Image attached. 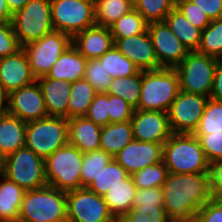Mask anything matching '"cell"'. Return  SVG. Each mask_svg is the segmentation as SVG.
Segmentation results:
<instances>
[{"instance_id":"cell-24","label":"cell","mask_w":222,"mask_h":222,"mask_svg":"<svg viewBox=\"0 0 222 222\" xmlns=\"http://www.w3.org/2000/svg\"><path fill=\"white\" fill-rule=\"evenodd\" d=\"M27 122L6 114L0 117V151L7 157L25 147Z\"/></svg>"},{"instance_id":"cell-27","label":"cell","mask_w":222,"mask_h":222,"mask_svg":"<svg viewBox=\"0 0 222 222\" xmlns=\"http://www.w3.org/2000/svg\"><path fill=\"white\" fill-rule=\"evenodd\" d=\"M133 139L131 121L110 123L101 128L100 149L114 157Z\"/></svg>"},{"instance_id":"cell-56","label":"cell","mask_w":222,"mask_h":222,"mask_svg":"<svg viewBox=\"0 0 222 222\" xmlns=\"http://www.w3.org/2000/svg\"><path fill=\"white\" fill-rule=\"evenodd\" d=\"M191 222H201L197 218H194Z\"/></svg>"},{"instance_id":"cell-22","label":"cell","mask_w":222,"mask_h":222,"mask_svg":"<svg viewBox=\"0 0 222 222\" xmlns=\"http://www.w3.org/2000/svg\"><path fill=\"white\" fill-rule=\"evenodd\" d=\"M101 126L85 116L68 119V144L82 153L100 149Z\"/></svg>"},{"instance_id":"cell-21","label":"cell","mask_w":222,"mask_h":222,"mask_svg":"<svg viewBox=\"0 0 222 222\" xmlns=\"http://www.w3.org/2000/svg\"><path fill=\"white\" fill-rule=\"evenodd\" d=\"M36 81L42 90L48 116L65 117L68 119L71 83L51 78H38Z\"/></svg>"},{"instance_id":"cell-13","label":"cell","mask_w":222,"mask_h":222,"mask_svg":"<svg viewBox=\"0 0 222 222\" xmlns=\"http://www.w3.org/2000/svg\"><path fill=\"white\" fill-rule=\"evenodd\" d=\"M208 100L209 97L180 90L167 112L172 133L194 134Z\"/></svg>"},{"instance_id":"cell-43","label":"cell","mask_w":222,"mask_h":222,"mask_svg":"<svg viewBox=\"0 0 222 222\" xmlns=\"http://www.w3.org/2000/svg\"><path fill=\"white\" fill-rule=\"evenodd\" d=\"M209 163L222 160V131L210 134H194Z\"/></svg>"},{"instance_id":"cell-30","label":"cell","mask_w":222,"mask_h":222,"mask_svg":"<svg viewBox=\"0 0 222 222\" xmlns=\"http://www.w3.org/2000/svg\"><path fill=\"white\" fill-rule=\"evenodd\" d=\"M132 9H134L133 0H94L96 26L109 28Z\"/></svg>"},{"instance_id":"cell-41","label":"cell","mask_w":222,"mask_h":222,"mask_svg":"<svg viewBox=\"0 0 222 222\" xmlns=\"http://www.w3.org/2000/svg\"><path fill=\"white\" fill-rule=\"evenodd\" d=\"M84 79L93 86L97 93H107L112 81L99 59L87 60Z\"/></svg>"},{"instance_id":"cell-47","label":"cell","mask_w":222,"mask_h":222,"mask_svg":"<svg viewBox=\"0 0 222 222\" xmlns=\"http://www.w3.org/2000/svg\"><path fill=\"white\" fill-rule=\"evenodd\" d=\"M155 205L164 207L162 187L136 189L133 206Z\"/></svg>"},{"instance_id":"cell-54","label":"cell","mask_w":222,"mask_h":222,"mask_svg":"<svg viewBox=\"0 0 222 222\" xmlns=\"http://www.w3.org/2000/svg\"><path fill=\"white\" fill-rule=\"evenodd\" d=\"M29 0H6L9 11L15 14L22 9Z\"/></svg>"},{"instance_id":"cell-9","label":"cell","mask_w":222,"mask_h":222,"mask_svg":"<svg viewBox=\"0 0 222 222\" xmlns=\"http://www.w3.org/2000/svg\"><path fill=\"white\" fill-rule=\"evenodd\" d=\"M51 22L54 30L72 38L79 32L94 27V0H50Z\"/></svg>"},{"instance_id":"cell-16","label":"cell","mask_w":222,"mask_h":222,"mask_svg":"<svg viewBox=\"0 0 222 222\" xmlns=\"http://www.w3.org/2000/svg\"><path fill=\"white\" fill-rule=\"evenodd\" d=\"M131 123L134 140L164 144L173 134L167 112L134 110Z\"/></svg>"},{"instance_id":"cell-20","label":"cell","mask_w":222,"mask_h":222,"mask_svg":"<svg viewBox=\"0 0 222 222\" xmlns=\"http://www.w3.org/2000/svg\"><path fill=\"white\" fill-rule=\"evenodd\" d=\"M72 44L89 60L99 59L114 45V41L109 28L95 25L77 33L72 38Z\"/></svg>"},{"instance_id":"cell-40","label":"cell","mask_w":222,"mask_h":222,"mask_svg":"<svg viewBox=\"0 0 222 222\" xmlns=\"http://www.w3.org/2000/svg\"><path fill=\"white\" fill-rule=\"evenodd\" d=\"M119 222H169L164 207L155 205L133 206Z\"/></svg>"},{"instance_id":"cell-10","label":"cell","mask_w":222,"mask_h":222,"mask_svg":"<svg viewBox=\"0 0 222 222\" xmlns=\"http://www.w3.org/2000/svg\"><path fill=\"white\" fill-rule=\"evenodd\" d=\"M4 176L25 191L48 185L45 177V159L27 147L19 148L6 157Z\"/></svg>"},{"instance_id":"cell-7","label":"cell","mask_w":222,"mask_h":222,"mask_svg":"<svg viewBox=\"0 0 222 222\" xmlns=\"http://www.w3.org/2000/svg\"><path fill=\"white\" fill-rule=\"evenodd\" d=\"M50 12V0H29L12 15L11 23L21 47L54 30Z\"/></svg>"},{"instance_id":"cell-17","label":"cell","mask_w":222,"mask_h":222,"mask_svg":"<svg viewBox=\"0 0 222 222\" xmlns=\"http://www.w3.org/2000/svg\"><path fill=\"white\" fill-rule=\"evenodd\" d=\"M163 144L132 140L113 158L132 176L141 169L162 161Z\"/></svg>"},{"instance_id":"cell-2","label":"cell","mask_w":222,"mask_h":222,"mask_svg":"<svg viewBox=\"0 0 222 222\" xmlns=\"http://www.w3.org/2000/svg\"><path fill=\"white\" fill-rule=\"evenodd\" d=\"M162 161L168 173H209L210 163L194 134L173 133L163 144Z\"/></svg>"},{"instance_id":"cell-32","label":"cell","mask_w":222,"mask_h":222,"mask_svg":"<svg viewBox=\"0 0 222 222\" xmlns=\"http://www.w3.org/2000/svg\"><path fill=\"white\" fill-rule=\"evenodd\" d=\"M128 176L127 171L113 158L87 188L104 196L110 188L121 184Z\"/></svg>"},{"instance_id":"cell-36","label":"cell","mask_w":222,"mask_h":222,"mask_svg":"<svg viewBox=\"0 0 222 222\" xmlns=\"http://www.w3.org/2000/svg\"><path fill=\"white\" fill-rule=\"evenodd\" d=\"M112 159L113 157L110 154L101 149L83 153L80 179L81 186L88 187Z\"/></svg>"},{"instance_id":"cell-39","label":"cell","mask_w":222,"mask_h":222,"mask_svg":"<svg viewBox=\"0 0 222 222\" xmlns=\"http://www.w3.org/2000/svg\"><path fill=\"white\" fill-rule=\"evenodd\" d=\"M222 131V102L209 98L194 134Z\"/></svg>"},{"instance_id":"cell-45","label":"cell","mask_w":222,"mask_h":222,"mask_svg":"<svg viewBox=\"0 0 222 222\" xmlns=\"http://www.w3.org/2000/svg\"><path fill=\"white\" fill-rule=\"evenodd\" d=\"M22 47L19 45L10 22L0 23V58L15 54Z\"/></svg>"},{"instance_id":"cell-38","label":"cell","mask_w":222,"mask_h":222,"mask_svg":"<svg viewBox=\"0 0 222 222\" xmlns=\"http://www.w3.org/2000/svg\"><path fill=\"white\" fill-rule=\"evenodd\" d=\"M168 175L163 161L149 165L132 175L136 189L162 187Z\"/></svg>"},{"instance_id":"cell-11","label":"cell","mask_w":222,"mask_h":222,"mask_svg":"<svg viewBox=\"0 0 222 222\" xmlns=\"http://www.w3.org/2000/svg\"><path fill=\"white\" fill-rule=\"evenodd\" d=\"M71 45L70 35L52 30L22 48L28 58L32 74L38 79L46 76L61 54Z\"/></svg>"},{"instance_id":"cell-1","label":"cell","mask_w":222,"mask_h":222,"mask_svg":"<svg viewBox=\"0 0 222 222\" xmlns=\"http://www.w3.org/2000/svg\"><path fill=\"white\" fill-rule=\"evenodd\" d=\"M162 190L169 222H191L199 209L213 198L209 173H168Z\"/></svg>"},{"instance_id":"cell-28","label":"cell","mask_w":222,"mask_h":222,"mask_svg":"<svg viewBox=\"0 0 222 222\" xmlns=\"http://www.w3.org/2000/svg\"><path fill=\"white\" fill-rule=\"evenodd\" d=\"M164 21L188 51H197L201 40V29L192 25L176 7L170 11Z\"/></svg>"},{"instance_id":"cell-18","label":"cell","mask_w":222,"mask_h":222,"mask_svg":"<svg viewBox=\"0 0 222 222\" xmlns=\"http://www.w3.org/2000/svg\"><path fill=\"white\" fill-rule=\"evenodd\" d=\"M115 47L132 61L140 70L162 68L157 60L148 31L126 38H113Z\"/></svg>"},{"instance_id":"cell-14","label":"cell","mask_w":222,"mask_h":222,"mask_svg":"<svg viewBox=\"0 0 222 222\" xmlns=\"http://www.w3.org/2000/svg\"><path fill=\"white\" fill-rule=\"evenodd\" d=\"M147 31L161 67L175 68L187 56L188 49L173 34L165 21L148 23Z\"/></svg>"},{"instance_id":"cell-15","label":"cell","mask_w":222,"mask_h":222,"mask_svg":"<svg viewBox=\"0 0 222 222\" xmlns=\"http://www.w3.org/2000/svg\"><path fill=\"white\" fill-rule=\"evenodd\" d=\"M8 113L25 122L48 116L43 93L37 81L9 93Z\"/></svg>"},{"instance_id":"cell-55","label":"cell","mask_w":222,"mask_h":222,"mask_svg":"<svg viewBox=\"0 0 222 222\" xmlns=\"http://www.w3.org/2000/svg\"><path fill=\"white\" fill-rule=\"evenodd\" d=\"M6 156L0 151V175H4Z\"/></svg>"},{"instance_id":"cell-50","label":"cell","mask_w":222,"mask_h":222,"mask_svg":"<svg viewBox=\"0 0 222 222\" xmlns=\"http://www.w3.org/2000/svg\"><path fill=\"white\" fill-rule=\"evenodd\" d=\"M207 14L210 20L222 18V0H190Z\"/></svg>"},{"instance_id":"cell-3","label":"cell","mask_w":222,"mask_h":222,"mask_svg":"<svg viewBox=\"0 0 222 222\" xmlns=\"http://www.w3.org/2000/svg\"><path fill=\"white\" fill-rule=\"evenodd\" d=\"M18 222H67V192L50 185L25 191Z\"/></svg>"},{"instance_id":"cell-48","label":"cell","mask_w":222,"mask_h":222,"mask_svg":"<svg viewBox=\"0 0 222 222\" xmlns=\"http://www.w3.org/2000/svg\"><path fill=\"white\" fill-rule=\"evenodd\" d=\"M196 218L201 222H222V199L212 198L199 209Z\"/></svg>"},{"instance_id":"cell-29","label":"cell","mask_w":222,"mask_h":222,"mask_svg":"<svg viewBox=\"0 0 222 222\" xmlns=\"http://www.w3.org/2000/svg\"><path fill=\"white\" fill-rule=\"evenodd\" d=\"M97 91L84 78L71 83V93L68 102V119L85 116Z\"/></svg>"},{"instance_id":"cell-33","label":"cell","mask_w":222,"mask_h":222,"mask_svg":"<svg viewBox=\"0 0 222 222\" xmlns=\"http://www.w3.org/2000/svg\"><path fill=\"white\" fill-rule=\"evenodd\" d=\"M102 66L112 79L137 74L140 69L113 45L99 58Z\"/></svg>"},{"instance_id":"cell-46","label":"cell","mask_w":222,"mask_h":222,"mask_svg":"<svg viewBox=\"0 0 222 222\" xmlns=\"http://www.w3.org/2000/svg\"><path fill=\"white\" fill-rule=\"evenodd\" d=\"M134 109L121 97L109 95L110 123L131 121Z\"/></svg>"},{"instance_id":"cell-8","label":"cell","mask_w":222,"mask_h":222,"mask_svg":"<svg viewBox=\"0 0 222 222\" xmlns=\"http://www.w3.org/2000/svg\"><path fill=\"white\" fill-rule=\"evenodd\" d=\"M217 62L214 57L189 51L174 68L179 77L180 90L210 98Z\"/></svg>"},{"instance_id":"cell-53","label":"cell","mask_w":222,"mask_h":222,"mask_svg":"<svg viewBox=\"0 0 222 222\" xmlns=\"http://www.w3.org/2000/svg\"><path fill=\"white\" fill-rule=\"evenodd\" d=\"M12 13L9 11L6 0H0V23L10 22L12 20Z\"/></svg>"},{"instance_id":"cell-49","label":"cell","mask_w":222,"mask_h":222,"mask_svg":"<svg viewBox=\"0 0 222 222\" xmlns=\"http://www.w3.org/2000/svg\"><path fill=\"white\" fill-rule=\"evenodd\" d=\"M209 178L213 198L222 199V160L210 163Z\"/></svg>"},{"instance_id":"cell-25","label":"cell","mask_w":222,"mask_h":222,"mask_svg":"<svg viewBox=\"0 0 222 222\" xmlns=\"http://www.w3.org/2000/svg\"><path fill=\"white\" fill-rule=\"evenodd\" d=\"M136 186L132 176L110 188L103 196L112 216L119 221L133 207Z\"/></svg>"},{"instance_id":"cell-12","label":"cell","mask_w":222,"mask_h":222,"mask_svg":"<svg viewBox=\"0 0 222 222\" xmlns=\"http://www.w3.org/2000/svg\"><path fill=\"white\" fill-rule=\"evenodd\" d=\"M103 196L81 187L67 192V222H116Z\"/></svg>"},{"instance_id":"cell-26","label":"cell","mask_w":222,"mask_h":222,"mask_svg":"<svg viewBox=\"0 0 222 222\" xmlns=\"http://www.w3.org/2000/svg\"><path fill=\"white\" fill-rule=\"evenodd\" d=\"M25 190L4 175H0V220L18 222Z\"/></svg>"},{"instance_id":"cell-51","label":"cell","mask_w":222,"mask_h":222,"mask_svg":"<svg viewBox=\"0 0 222 222\" xmlns=\"http://www.w3.org/2000/svg\"><path fill=\"white\" fill-rule=\"evenodd\" d=\"M210 98L222 102V60H218L215 68Z\"/></svg>"},{"instance_id":"cell-34","label":"cell","mask_w":222,"mask_h":222,"mask_svg":"<svg viewBox=\"0 0 222 222\" xmlns=\"http://www.w3.org/2000/svg\"><path fill=\"white\" fill-rule=\"evenodd\" d=\"M147 28L148 22L136 9H132L116 20L109 30L113 38H126L144 33Z\"/></svg>"},{"instance_id":"cell-35","label":"cell","mask_w":222,"mask_h":222,"mask_svg":"<svg viewBox=\"0 0 222 222\" xmlns=\"http://www.w3.org/2000/svg\"><path fill=\"white\" fill-rule=\"evenodd\" d=\"M197 52L222 59V18L211 20V23L202 31Z\"/></svg>"},{"instance_id":"cell-37","label":"cell","mask_w":222,"mask_h":222,"mask_svg":"<svg viewBox=\"0 0 222 222\" xmlns=\"http://www.w3.org/2000/svg\"><path fill=\"white\" fill-rule=\"evenodd\" d=\"M136 9L148 22L164 21L175 7V0H133Z\"/></svg>"},{"instance_id":"cell-6","label":"cell","mask_w":222,"mask_h":222,"mask_svg":"<svg viewBox=\"0 0 222 222\" xmlns=\"http://www.w3.org/2000/svg\"><path fill=\"white\" fill-rule=\"evenodd\" d=\"M66 144H68L67 118L47 116L27 122L25 147L43 159Z\"/></svg>"},{"instance_id":"cell-5","label":"cell","mask_w":222,"mask_h":222,"mask_svg":"<svg viewBox=\"0 0 222 222\" xmlns=\"http://www.w3.org/2000/svg\"><path fill=\"white\" fill-rule=\"evenodd\" d=\"M83 153L71 144L57 149L45 159V177L48 185L64 192L81 188Z\"/></svg>"},{"instance_id":"cell-31","label":"cell","mask_w":222,"mask_h":222,"mask_svg":"<svg viewBox=\"0 0 222 222\" xmlns=\"http://www.w3.org/2000/svg\"><path fill=\"white\" fill-rule=\"evenodd\" d=\"M142 83V70L128 77L112 79L107 94L123 98L134 109L138 110Z\"/></svg>"},{"instance_id":"cell-42","label":"cell","mask_w":222,"mask_h":222,"mask_svg":"<svg viewBox=\"0 0 222 222\" xmlns=\"http://www.w3.org/2000/svg\"><path fill=\"white\" fill-rule=\"evenodd\" d=\"M109 94L97 93L85 117L101 127L110 124Z\"/></svg>"},{"instance_id":"cell-23","label":"cell","mask_w":222,"mask_h":222,"mask_svg":"<svg viewBox=\"0 0 222 222\" xmlns=\"http://www.w3.org/2000/svg\"><path fill=\"white\" fill-rule=\"evenodd\" d=\"M86 62L87 59L72 44L61 54L46 76L40 78L58 79L73 83L84 78Z\"/></svg>"},{"instance_id":"cell-19","label":"cell","mask_w":222,"mask_h":222,"mask_svg":"<svg viewBox=\"0 0 222 222\" xmlns=\"http://www.w3.org/2000/svg\"><path fill=\"white\" fill-rule=\"evenodd\" d=\"M36 81L31 72L23 48L15 54L0 58V82L8 93L28 86Z\"/></svg>"},{"instance_id":"cell-44","label":"cell","mask_w":222,"mask_h":222,"mask_svg":"<svg viewBox=\"0 0 222 222\" xmlns=\"http://www.w3.org/2000/svg\"><path fill=\"white\" fill-rule=\"evenodd\" d=\"M175 7L182 12L187 20L202 31L211 23L205 12L190 0H175Z\"/></svg>"},{"instance_id":"cell-52","label":"cell","mask_w":222,"mask_h":222,"mask_svg":"<svg viewBox=\"0 0 222 222\" xmlns=\"http://www.w3.org/2000/svg\"><path fill=\"white\" fill-rule=\"evenodd\" d=\"M9 93L0 82V117L8 114Z\"/></svg>"},{"instance_id":"cell-4","label":"cell","mask_w":222,"mask_h":222,"mask_svg":"<svg viewBox=\"0 0 222 222\" xmlns=\"http://www.w3.org/2000/svg\"><path fill=\"white\" fill-rule=\"evenodd\" d=\"M179 92V77L174 68L142 71L138 109L168 112Z\"/></svg>"}]
</instances>
